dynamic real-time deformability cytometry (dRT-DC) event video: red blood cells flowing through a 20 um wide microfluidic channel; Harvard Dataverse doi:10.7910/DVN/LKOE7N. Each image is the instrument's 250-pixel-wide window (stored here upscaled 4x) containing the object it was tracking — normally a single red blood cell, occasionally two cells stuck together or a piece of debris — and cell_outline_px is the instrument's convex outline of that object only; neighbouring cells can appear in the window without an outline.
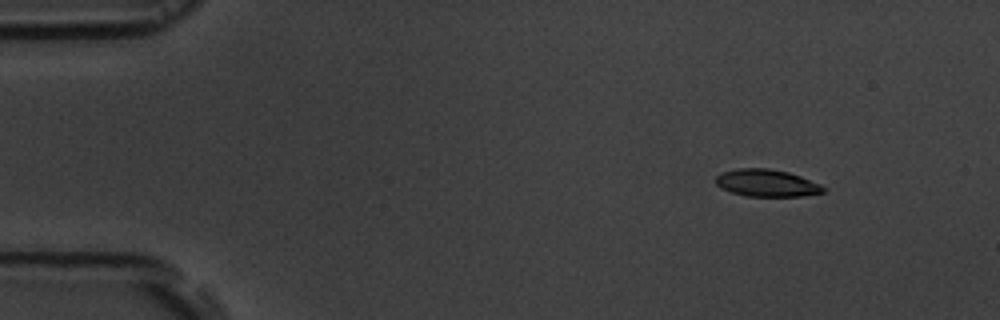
{"species": "common noctule bat (a hibernating species)", "species_latin": "Nyctalus noctula", "temperature_condition": "room temperature", "stored_images_in_passage": 4, "camera_frame_rate_fps": 3000, "um_per_image_px": 0.085, "animal": {"sex": "male", "body_mass_g": 19.5, "forearm_length_mm": 54.6}, "frame": {"image": 1, "passage_image": 1, "time_ms": 0.0, "image_size_px": [1000, 320], "cell_outline_px": [[828, 188], [824, 192], [800, 196], [748, 196], [732, 192], [720, 188], [716, 184], [716, 176], [720, 172], [736, 168], [768, 168], [788, 172], [800, 176], [820, 184]], "centroid_in_image_um": [65.16, 15.55], "position_along_channel_um": 19.8, "area_um2": 17.11}}
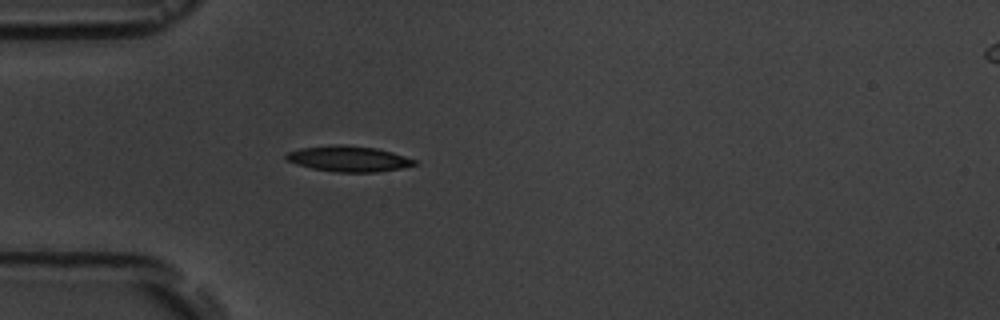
{"frame": {"image": 2, "passage_image": 4, "time_ms": 3.333, "image_size_px": [1000, 320], "cell_outline_px": [[416, 164], [400, 168], [376, 172], [336, 172], [312, 168], [296, 164], [284, 160], [284, 156], [288, 152], [300, 148], [336, 144], [344, 144], [376, 148], [392, 152], [416, 160]], "centroid_in_image_um": [29.58, 13.49], "position_along_channel_um": 55.4, "area_um2": 19.19}}